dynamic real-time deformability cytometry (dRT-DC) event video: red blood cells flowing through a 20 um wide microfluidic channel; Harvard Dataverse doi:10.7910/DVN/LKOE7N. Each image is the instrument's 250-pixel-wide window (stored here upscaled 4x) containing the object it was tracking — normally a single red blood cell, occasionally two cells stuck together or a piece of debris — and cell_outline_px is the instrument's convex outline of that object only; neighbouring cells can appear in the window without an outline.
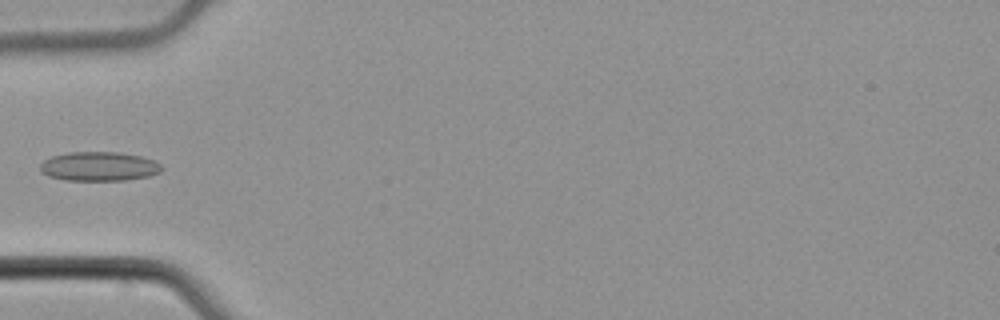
{"species": "common noctule bat (a hibernating species)", "species_latin": "Nyctalus noctula", "temperature_condition": "cold", "stored_images_in_passage": 3, "camera_frame_rate_fps": 3000, "um_per_image_px": 0.085, "animal": {"sex": "male", "body_mass_g": 21.5, "forearm_length_mm": 52.0}, "frame": {"image": 1, "passage_image": 3, "time_ms": 0.667, "image_size_px": [1000, 320], "cell_outline_px": [[164, 168], [160, 172], [148, 176], [124, 180], [64, 180], [48, 176], [40, 172], [40, 164], [44, 160], [52, 156], [68, 152], [116, 152], [140, 156], [152, 160], [160, 164]], "centroid_in_image_um": [8.39, 14.14], "position_along_channel_um": 76.6, "area_um2": 20.63}}